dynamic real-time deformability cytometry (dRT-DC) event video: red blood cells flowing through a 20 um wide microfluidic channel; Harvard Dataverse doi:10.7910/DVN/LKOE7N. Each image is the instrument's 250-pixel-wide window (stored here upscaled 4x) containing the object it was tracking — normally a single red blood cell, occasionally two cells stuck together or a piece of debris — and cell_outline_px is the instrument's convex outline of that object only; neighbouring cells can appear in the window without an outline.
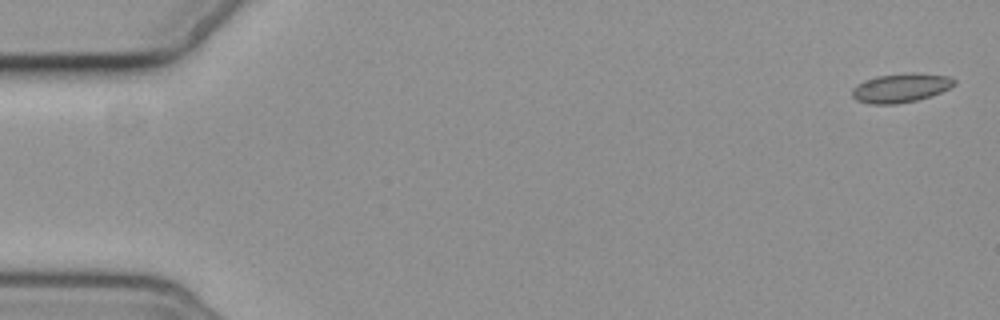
{"species": "common noctule bat (a hibernating species)", "species_latin": "Nyctalus noctula", "temperature_condition": "cold", "stored_images_in_passage": 4, "camera_frame_rate_fps": 3000, "um_per_image_px": 0.085, "animal": {"sex": "female", "body_mass_g": 19.3, "forearm_length_mm": 54.1}, "frame": {"image": 1, "passage_image": 1, "time_ms": 0.0, "image_size_px": [1000, 320], "cell_outline_px": [[956, 84], [940, 92], [916, 100], [896, 104], [868, 104], [856, 100], [852, 96], [852, 88], [856, 84], [864, 80], [876, 76], [912, 72], [916, 72], [948, 76], [956, 80]], "centroid_in_image_um": [76.53, 7.46], "position_along_channel_um": 8.5, "area_um2": 17.34}}